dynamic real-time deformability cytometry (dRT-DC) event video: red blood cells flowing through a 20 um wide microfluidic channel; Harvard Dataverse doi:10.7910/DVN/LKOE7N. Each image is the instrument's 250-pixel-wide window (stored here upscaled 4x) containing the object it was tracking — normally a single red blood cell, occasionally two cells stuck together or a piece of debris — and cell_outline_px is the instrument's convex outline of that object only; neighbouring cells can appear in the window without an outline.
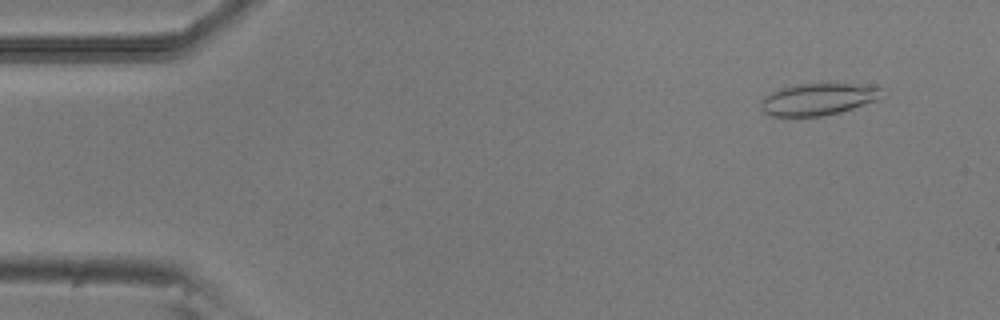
{"species": "common noctule bat (a hibernating species)", "species_latin": "Nyctalus noctula", "temperature_condition": "room temperature", "stored_images_in_passage": 51, "camera_frame_rate_fps": 3000, "um_per_image_px": 0.085, "animal": {"sex": "male", "body_mass_g": 20.5, "forearm_length_mm": 52.5}, "frame": {"image": 1, "passage_image": 4, "time_ms": 1.0, "image_size_px": [1000, 320], "cell_outline_px": [[888, 96], [880, 100], [840, 112], [820, 116], [772, 116], [764, 112], [760, 108], [760, 104], [764, 96], [780, 88], [796, 84], [828, 80], [880, 88]], "centroid_in_image_um": [69.6, 8.39], "position_along_channel_um": 15.4, "area_um2": 23.47}}
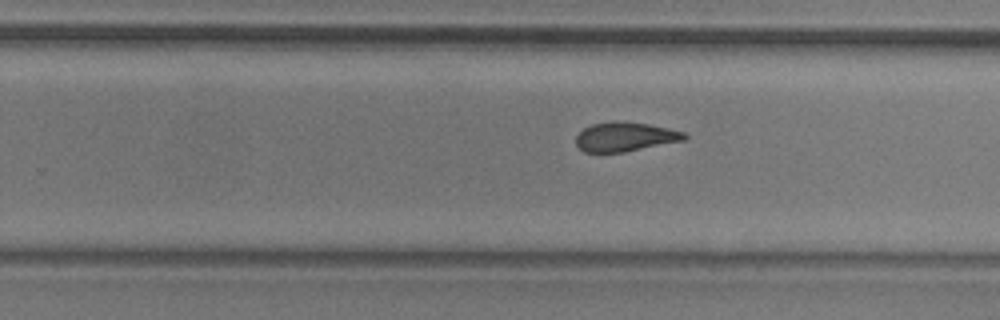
{"frame": {"image": 2, "passage_image": 32, "time_ms": 10.333, "image_size_px": [1000, 320], "cell_outline_px": [[688, 136], [684, 140], [624, 152], [584, 152], [576, 144], [576, 136], [584, 128], [592, 124], [616, 120], [648, 124], [668, 128], [684, 132]], "centroid_in_image_um": [53.12, 11.62], "position_along_channel_um": 276.7, "area_um2": 18.38}}
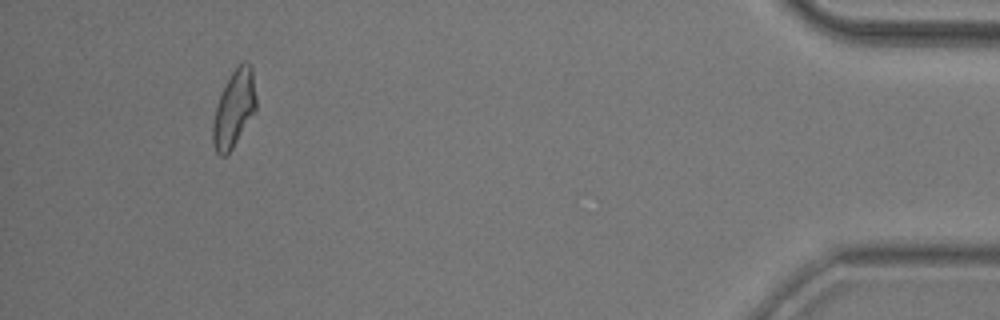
{"frame": {"image": 3, "passage_image": 48, "time_ms": 15.667, "image_size_px": [1000, 320], "cell_outline_px": [[256, 108], [228, 156], [220, 156], [216, 152], [212, 140], [212, 124], [216, 108], [220, 96], [232, 72], [244, 60], [252, 64], [256, 96]], "centroid_in_image_um": [19.9, 9.25], "position_along_channel_um": 415.3, "area_um2": 19.19}, "authors_computed_cell_mechanics": {"area_um2": 19.7676, "velocity_mm_per_s": 3.8666, "shape_relaxation_time_tau1_ms": 6.9716, "shape_relaxation_time_tau2_ms": 2.2635, "deformation_change_tau1": 0.1938, "deformation_change_tau2": 0.1007}}